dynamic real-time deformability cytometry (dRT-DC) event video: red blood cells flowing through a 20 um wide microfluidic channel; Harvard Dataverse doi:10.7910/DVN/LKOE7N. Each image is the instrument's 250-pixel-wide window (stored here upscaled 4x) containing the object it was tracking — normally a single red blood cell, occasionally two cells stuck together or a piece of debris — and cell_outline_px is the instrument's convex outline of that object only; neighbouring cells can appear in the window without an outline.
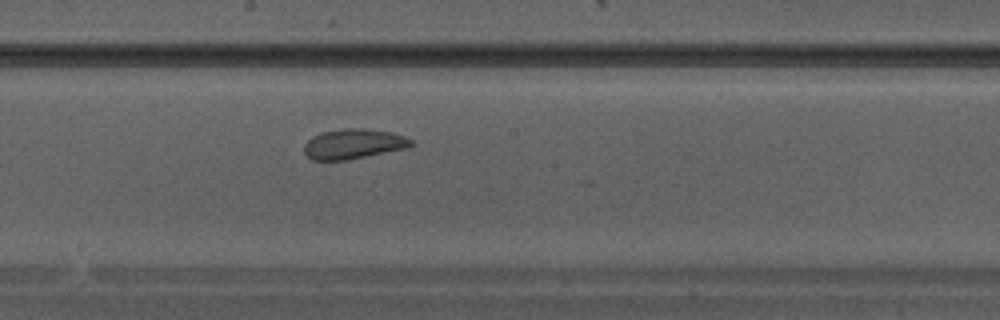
{"species": "Egyptian fruit bat (a non-hibernating species)", "species_latin": "Rousettus aegyptiacus", "temperature_condition": "warm", "stored_images_in_passage": 34, "camera_frame_rate_fps": 3000, "um_per_image_px": 0.085, "animal": {"sex": "male"}, "frame": {"image": 1, "passage_image": 19, "time_ms": 6.0, "image_size_px": [1000, 320], "cell_outline_px": [[416, 144], [408, 148], [344, 160], [312, 160], [304, 152], [304, 144], [312, 136], [320, 132], [344, 128], [364, 128], [392, 132], [404, 136], [412, 140]], "centroid_in_image_um": [30.06, 12.22], "position_along_channel_um": 218.1, "area_um2": 18.79}}